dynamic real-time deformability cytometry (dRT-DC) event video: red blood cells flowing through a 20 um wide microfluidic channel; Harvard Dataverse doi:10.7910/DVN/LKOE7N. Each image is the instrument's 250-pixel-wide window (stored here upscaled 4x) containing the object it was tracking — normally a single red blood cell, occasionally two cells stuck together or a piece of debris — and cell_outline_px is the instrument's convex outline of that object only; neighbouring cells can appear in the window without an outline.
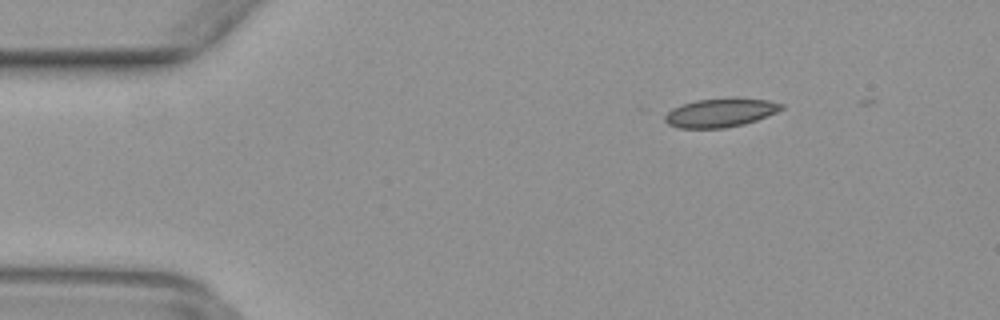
{"species": "common noctule bat (a hibernating species)", "species_latin": "Nyctalus noctula", "temperature_condition": "warm", "stored_images_in_passage": 8, "camera_frame_rate_fps": 3000, "um_per_image_px": 0.085, "animal": {"sex": "female", "body_mass_g": 29.2, "forearm_length_mm": 56.3}, "frame": {"image": 1, "passage_image": 1, "time_ms": 0.0, "image_size_px": [1000, 320], "cell_outline_px": [[784, 108], [776, 112], [756, 120], [744, 124], [724, 128], [676, 128], [668, 124], [664, 120], [664, 116], [672, 108], [680, 104], [696, 100], [732, 96], [768, 100], [784, 104]], "centroid_in_image_um": [61.22, 9.55], "position_along_channel_um": 23.8, "area_um2": 19.94}}